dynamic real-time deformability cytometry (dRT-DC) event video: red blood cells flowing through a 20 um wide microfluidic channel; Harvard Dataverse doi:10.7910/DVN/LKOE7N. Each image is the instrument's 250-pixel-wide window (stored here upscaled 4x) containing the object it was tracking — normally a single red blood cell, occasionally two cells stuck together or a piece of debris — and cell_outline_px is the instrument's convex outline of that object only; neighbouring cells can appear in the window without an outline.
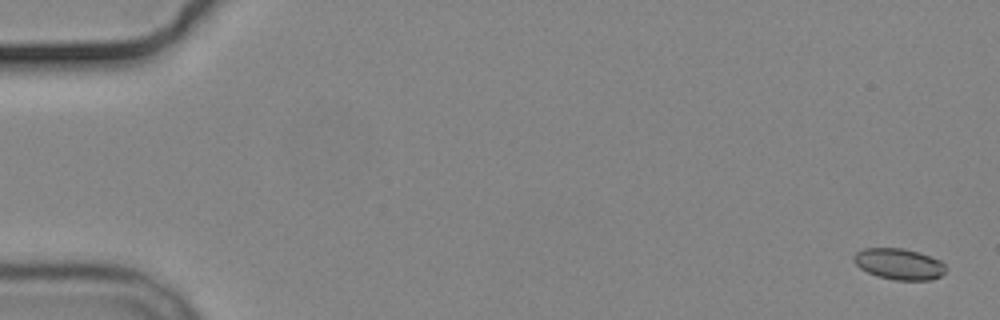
{"species": "common noctule bat (a hibernating species)", "species_latin": "Nyctalus noctula", "temperature_condition": "cold", "stored_images_in_passage": 7, "camera_frame_rate_fps": 3000, "um_per_image_px": 0.085, "animal": {"sex": "male", "body_mass_g": 19.2, "forearm_length_mm": 51.8}, "frame": {"image": 1, "passage_image": 1, "time_ms": 0.0, "image_size_px": [1000, 320], "cell_outline_px": [[944, 272], [940, 276], [928, 280], [896, 280], [876, 276], [860, 268], [852, 260], [852, 256], [856, 252], [864, 248], [904, 248], [920, 252], [940, 260], [944, 264]], "centroid_in_image_um": [76.38, 22.43], "position_along_channel_um": 8.6, "area_um2": 16.7}}
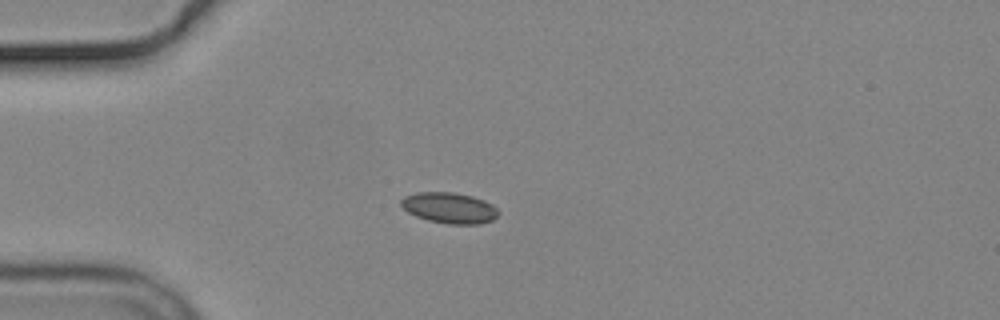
{"frame": {"image": 2, "passage_image": 5, "time_ms": 4.667, "image_size_px": [1000, 320], "cell_outline_px": [[500, 212], [492, 220], [480, 224], [448, 224], [428, 220], [416, 216], [408, 212], [400, 204], [400, 200], [404, 196], [416, 192], [456, 192], [472, 196], [484, 200], [492, 204]], "centroid_in_image_um": [38.19, 17.66], "position_along_channel_um": 46.8, "area_um2": 17.57}}
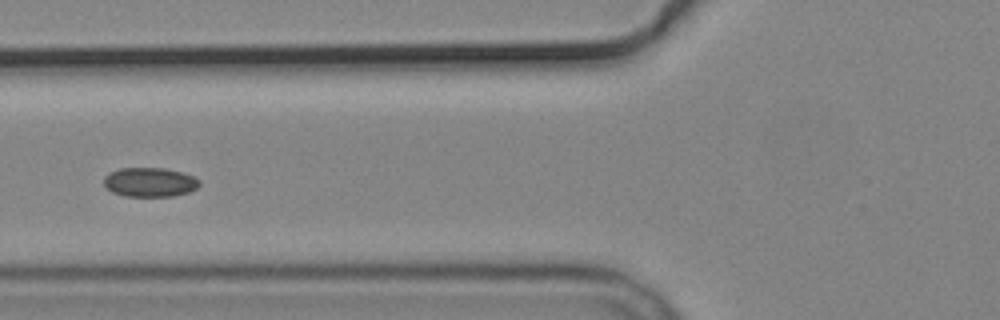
{"frame": {"image": 3, "passage_image": 7, "time_ms": 7.0, "image_size_px": [1000, 320], "cell_outline_px": [[200, 184], [196, 188], [188, 192], [172, 196], [124, 196], [112, 192], [104, 184], [104, 176], [120, 168], [164, 168], [180, 172], [192, 176], [200, 180]], "centroid_in_image_um": [12.73, 15.49], "position_along_channel_um": 113.1, "area_um2": 16.13}}